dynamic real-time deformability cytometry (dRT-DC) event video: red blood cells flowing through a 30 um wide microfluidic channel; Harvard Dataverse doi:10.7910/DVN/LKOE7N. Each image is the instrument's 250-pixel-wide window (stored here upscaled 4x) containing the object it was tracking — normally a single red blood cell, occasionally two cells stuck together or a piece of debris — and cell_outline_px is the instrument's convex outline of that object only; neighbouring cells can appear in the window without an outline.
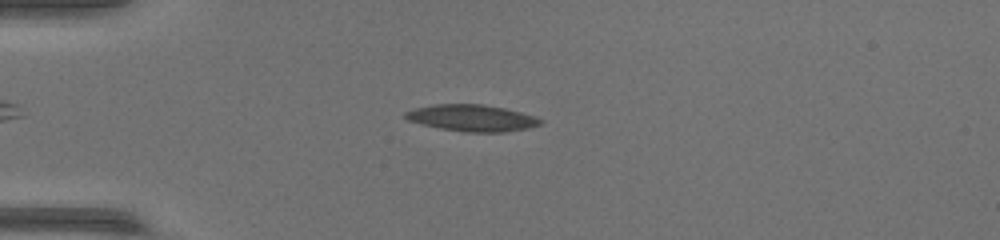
{"species": "common noctule bat (a hibernating species)", "species_latin": "Nyctalus noctula", "temperature_condition": "warm", "stored_images_in_passage": 48, "camera_frame_rate_fps": 3000, "um_per_image_px": 0.085, "animal": {"sex": "female", "body_mass_g": 17.0, "forearm_length_mm": 48.0}, "frame": {"image": 1, "passage_image": 10, "time_ms": 3.0, "image_size_px": [1000, 240], "cell_outline_px": [[544, 120], [540, 124], [528, 128], [504, 132], [464, 132], [440, 128], [420, 124], [408, 120], [404, 116], [404, 112], [416, 108], [432, 104], [484, 104], [504, 108], [536, 116]], "centroid_in_image_um": [40.11, 10.02], "position_along_channel_um": 44.9, "area_um2": 20.98}}
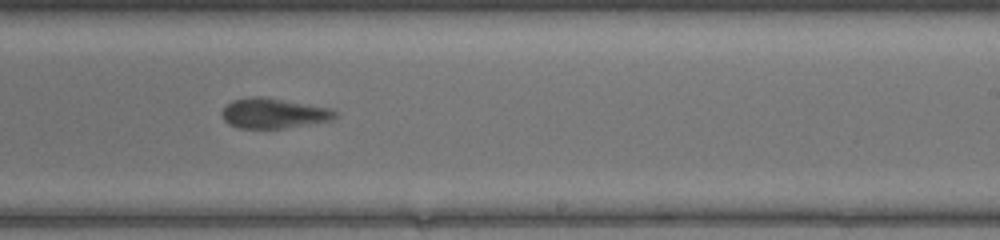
{"frame": {"image": 2, "passage_image": 29, "time_ms": 9.333, "image_size_px": [1000, 240], "cell_outline_px": [[340, 112], [332, 120], [284, 128], [240, 128], [228, 124], [224, 120], [220, 112], [232, 100], [248, 96], [260, 96], [328, 108]], "centroid_in_image_um": [23.22, 9.63], "position_along_channel_um": 265.8, "area_um2": 19.71}}
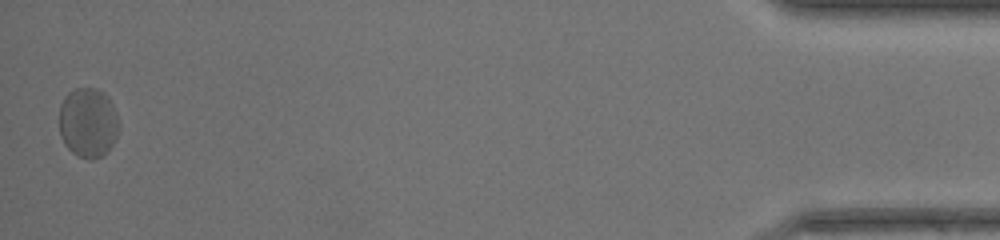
{"frame": {"image": 3, "passage_image": 48, "time_ms": 15.667, "image_size_px": [1000, 240], "cell_outline_px": [[120, 124], [116, 140], [100, 156], [92, 160], [88, 160], [76, 156], [64, 144], [60, 136], [60, 104], [64, 96], [68, 92], [76, 88], [96, 88], [104, 92], [108, 96], [112, 104]], "centroid_in_image_um": [7.48, 10.42], "position_along_channel_um": 427.7, "area_um2": 24.51}}